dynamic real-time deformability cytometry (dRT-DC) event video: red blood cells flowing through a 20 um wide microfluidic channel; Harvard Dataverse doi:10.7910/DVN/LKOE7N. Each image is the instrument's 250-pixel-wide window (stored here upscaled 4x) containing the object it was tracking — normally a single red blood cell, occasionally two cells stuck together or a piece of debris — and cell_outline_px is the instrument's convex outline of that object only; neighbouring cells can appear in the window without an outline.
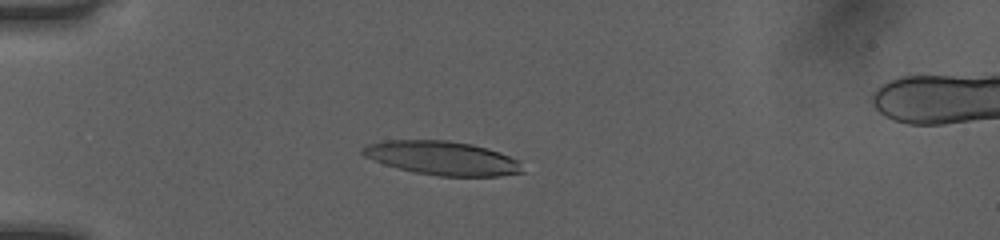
{"species": "human", "species_latin": "Homo sapiens", "temperature_condition": "room temperature", "stored_images_in_passage": 49, "camera_frame_rate_fps": 3000, "um_per_image_px": 0.085, "donor": {"sex": "female"}, "frame": {"image": 1, "passage_image": 12, "time_ms": 3.667, "image_size_px": [1000, 240], "cell_outline_px": [[524, 172], [500, 176], [440, 176], [412, 172], [384, 164], [364, 156], [360, 152], [368, 144], [384, 140], [448, 140], [472, 144], [488, 148], [500, 152], [520, 160]], "centroid_in_image_um": [37.63, 13.44], "position_along_channel_um": 47.4, "area_um2": 31.67}}
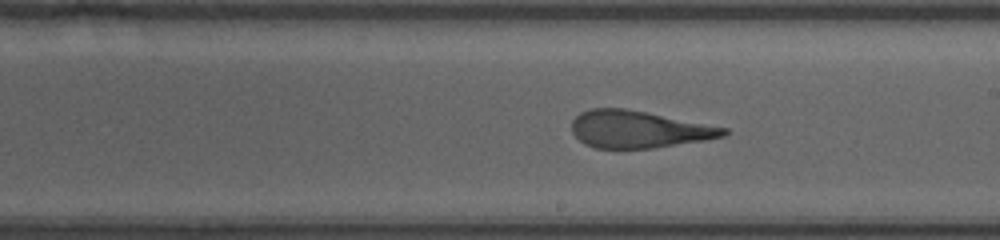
{"frame": {"image": 2, "passage_image": 28, "time_ms": 9.0, "image_size_px": [1000, 240], "cell_outline_px": [[728, 132], [724, 136], [704, 140], [652, 148], [596, 148], [584, 144], [572, 132], [572, 120], [580, 112], [592, 108], [624, 108], [728, 128]], "centroid_in_image_um": [54.24, 10.99], "position_along_channel_um": 234.8, "area_um2": 32.54}}
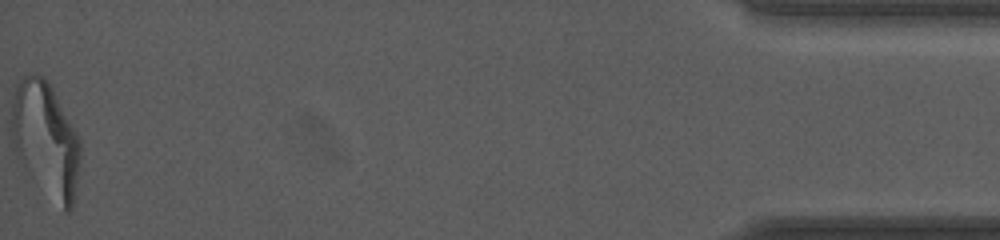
{"frame": {"image": 3, "passage_image": 49, "time_ms": 16.0, "image_size_px": [1000, 240], "cell_outline_px": [[80, 156], [72, 208], [68, 212], [64, 212], [24, 172], [16, 156], [12, 140], [12, 104], [16, 84], [28, 72], [36, 72], [44, 76], [52, 84], [80, 140]], "centroid_in_image_um": [3.86, 11.83], "position_along_channel_um": 431.3, "area_um2": 46.76}, "authors_computed_cell_mechanics": {"area_um2": 33.8708, "velocity_mm_per_s": 4.043, "shape_relaxation_time_tau1_ms": 9.6441, "shape_relaxation_time_tau2_ms": 1.1754, "deformation_change_tau1": 0.3719, "deformation_change_tau2": 0.1119}}